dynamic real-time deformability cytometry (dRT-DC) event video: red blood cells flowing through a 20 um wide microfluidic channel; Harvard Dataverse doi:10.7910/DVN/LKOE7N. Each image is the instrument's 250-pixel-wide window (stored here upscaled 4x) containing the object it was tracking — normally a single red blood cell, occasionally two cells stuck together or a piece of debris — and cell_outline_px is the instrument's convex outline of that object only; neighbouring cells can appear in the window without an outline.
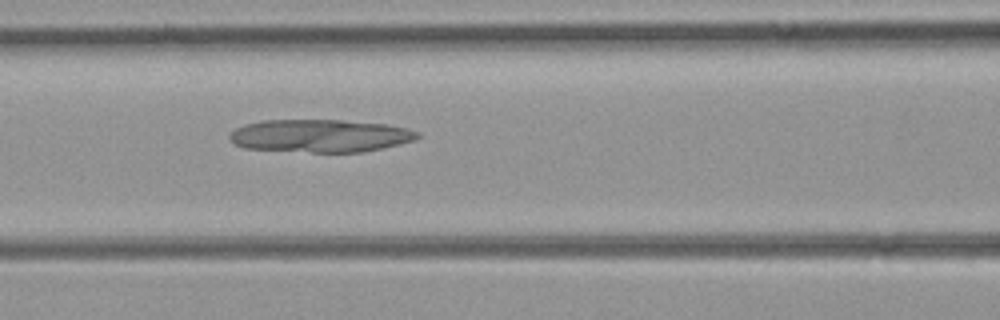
{"species": "common noctule bat (a hibernating species)", "species_latin": "Nyctalus noctula", "temperature_condition": "room temperature", "stored_images_in_passage": 33, "camera_frame_rate_fps": 3000, "um_per_image_px": 0.085, "animal": {"sex": "female", "body_mass_g": 21.9}, "frame": {"image": 1, "passage_image": 9, "time_ms": 2.667, "image_size_px": [1000, 320], "cell_outline_px": [[420, 136], [416, 140], [364, 152], [312, 152], [244, 148], [236, 144], [228, 136], [236, 128], [244, 124], [260, 120], [340, 120], [388, 124], [408, 128], [420, 132]], "centroid_in_image_um": [27.25, 11.53], "position_along_channel_um": 139.3, "area_um2": 36.01}}
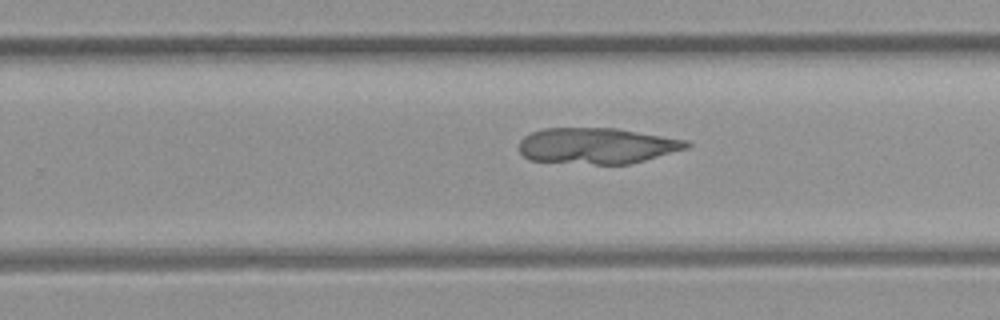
{"frame": {"image": 2, "passage_image": 19, "time_ms": 6.0, "image_size_px": [1000, 320], "cell_outline_px": [[692, 144], [688, 148], [644, 160], [628, 164], [596, 164], [528, 160], [520, 152], [520, 140], [524, 136], [532, 132], [544, 128], [616, 128], [688, 140]], "centroid_in_image_um": [50.75, 12.38], "position_along_channel_um": 279.1, "area_um2": 35.03}}
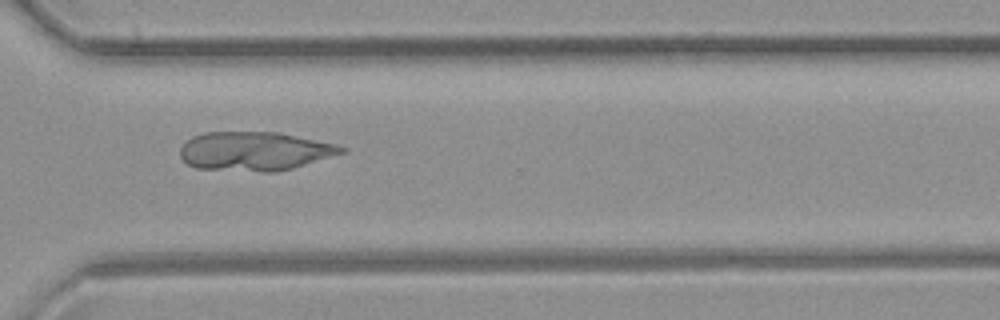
{"frame": {"image": 3, "passage_image": 24, "time_ms": 7.667, "image_size_px": [1000, 320], "cell_outline_px": [[348, 152], [292, 168], [272, 172], [260, 172], [196, 168], [188, 164], [180, 156], [180, 148], [192, 136], [204, 132], [280, 132], [336, 144], [348, 148]], "centroid_in_image_um": [21.68, 12.85], "position_along_channel_um": 348.9, "area_um2": 36.76}}